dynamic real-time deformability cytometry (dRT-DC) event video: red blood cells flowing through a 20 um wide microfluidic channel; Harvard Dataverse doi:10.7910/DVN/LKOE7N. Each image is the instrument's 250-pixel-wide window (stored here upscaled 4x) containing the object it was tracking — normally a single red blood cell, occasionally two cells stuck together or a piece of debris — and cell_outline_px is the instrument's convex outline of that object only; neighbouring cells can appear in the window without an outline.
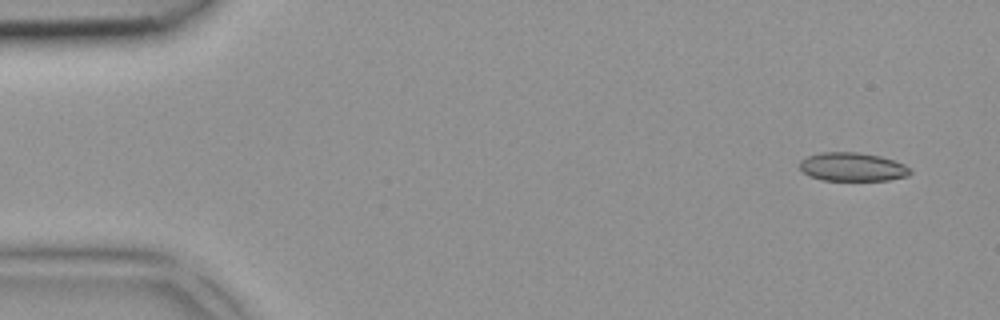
{"species": "common noctule bat (a hibernating species)", "species_latin": "Nyctalus noctula", "temperature_condition": "room temperature", "stored_images_in_passage": 4, "camera_frame_rate_fps": 3000, "um_per_image_px": 0.085, "animal": {"sex": "female", "body_mass_g": 18.4}, "frame": {"image": 1, "passage_image": 1, "time_ms": 0.0, "image_size_px": [1000, 320], "cell_outline_px": [[912, 172], [908, 176], [888, 180], [820, 180], [804, 172], [800, 168], [800, 160], [808, 156], [820, 152], [856, 152], [880, 156], [904, 164]], "centroid_in_image_um": [72.45, 14.18], "position_along_channel_um": 12.5, "area_um2": 18.26}}
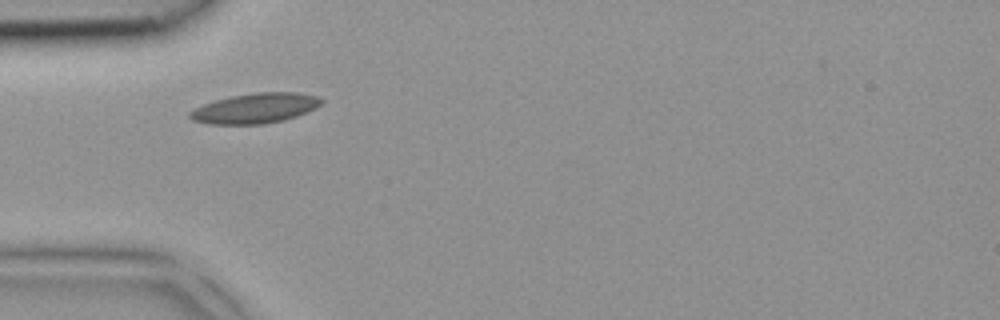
{"frame": {"image": 2, "passage_image": 4, "time_ms": 1.0, "image_size_px": [1000, 320], "cell_outline_px": [[324, 100], [316, 108], [296, 116], [284, 120], [264, 124], [208, 124], [192, 120], [188, 116], [188, 112], [204, 104], [216, 100], [232, 96], [256, 92], [296, 92], [316, 96]], "centroid_in_image_um": [21.69, 9.2], "position_along_channel_um": 63.3, "area_um2": 22.95}}